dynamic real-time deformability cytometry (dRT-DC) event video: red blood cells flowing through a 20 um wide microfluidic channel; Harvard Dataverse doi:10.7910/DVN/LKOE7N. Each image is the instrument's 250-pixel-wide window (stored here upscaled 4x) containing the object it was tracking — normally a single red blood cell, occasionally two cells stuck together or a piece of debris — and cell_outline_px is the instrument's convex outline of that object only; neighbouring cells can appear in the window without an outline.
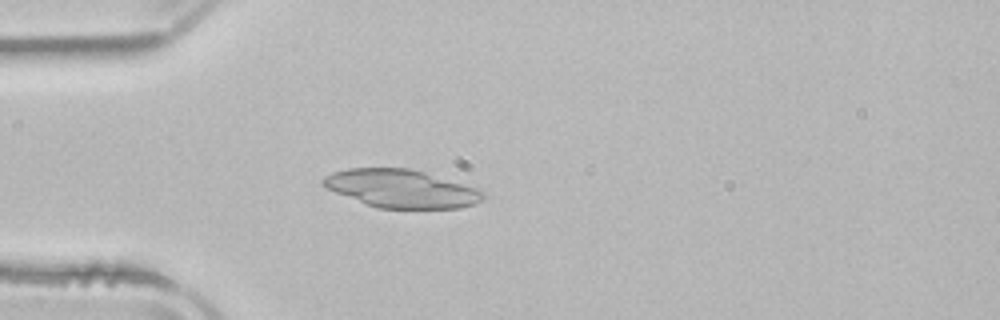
{"species": "common noctule bat (a hibernating species)", "species_latin": "Nyctalus noctula", "temperature_condition": "room temperature", "stored_images_in_passage": 3, "camera_frame_rate_fps": 3000, "um_per_image_px": 0.085, "animal": {"sex": "male", "body_mass_g": 21.5, "forearm_length_mm": 52.0}, "frame": {"image": 1, "passage_image": 3, "time_ms": 2.333, "image_size_px": [1000, 320], "cell_outline_px": [[484, 200], [460, 208], [376, 208], [336, 192], [320, 184], [320, 180], [324, 176], [332, 172], [348, 168], [408, 168], [424, 172], [476, 188], [484, 192]], "centroid_in_image_um": [34.08, 16.03], "position_along_channel_um": 50.9, "area_um2": 35.2}}